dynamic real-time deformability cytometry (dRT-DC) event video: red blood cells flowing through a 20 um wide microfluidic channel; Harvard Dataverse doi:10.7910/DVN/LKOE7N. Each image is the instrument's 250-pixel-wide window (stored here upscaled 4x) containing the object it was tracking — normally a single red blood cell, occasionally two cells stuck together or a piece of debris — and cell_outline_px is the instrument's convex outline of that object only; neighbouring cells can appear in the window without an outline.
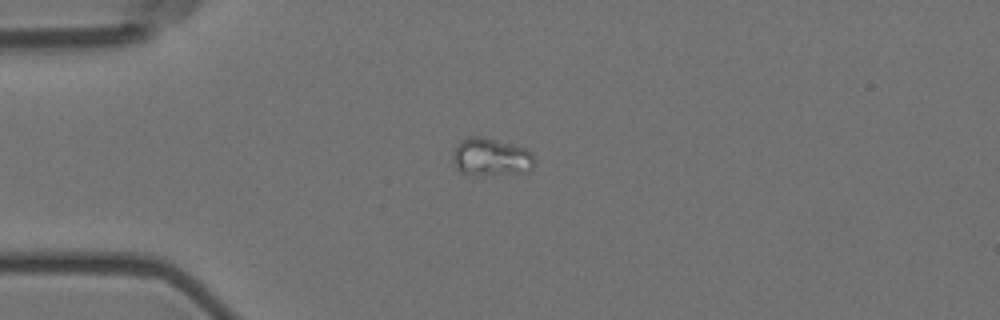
{"species": "Egyptian fruit bat (a non-hibernating species)", "species_latin": "Rousettus aegyptiacus", "temperature_condition": "room temperature", "stored_images_in_passage": 7, "camera_frame_rate_fps": 3000, "um_per_image_px": 0.085, "animal": {"sex": "female"}, "frame": {"image": 1, "passage_image": 1, "time_ms": 0.0, "image_size_px": [1000, 320], "cell_outline_px": [[532, 168], [528, 172], [480, 176], [460, 172], [456, 168], [452, 156], [452, 152], [456, 144], [460, 140], [468, 136], [484, 136], [524, 148], [532, 152]], "centroid_in_image_um": [41.68, 13.35], "position_along_channel_um": 43.3, "area_um2": 18.21}}
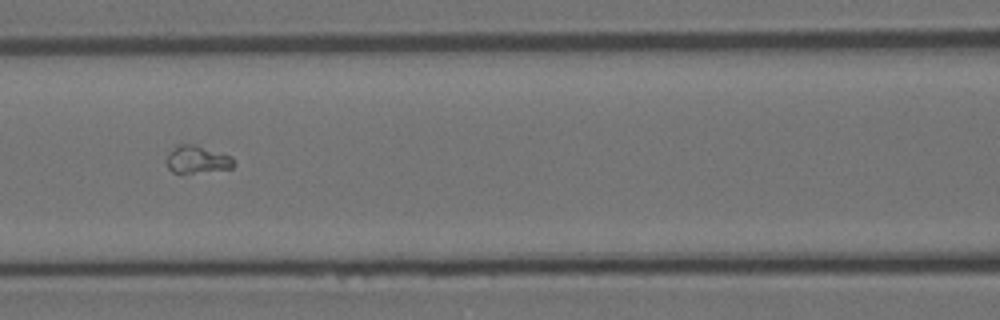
{"frame": {"image": 2, "passage_image": 4, "time_ms": 1.0, "image_size_px": [1000, 320], "cell_outline_px": [[236, 164], [232, 168], [192, 172], [172, 172], [168, 168], [168, 156], [180, 144], [192, 144], [232, 156]], "centroid_in_image_um": [16.83, 13.56], "position_along_channel_um": 149.8, "area_um2": 10.23}}
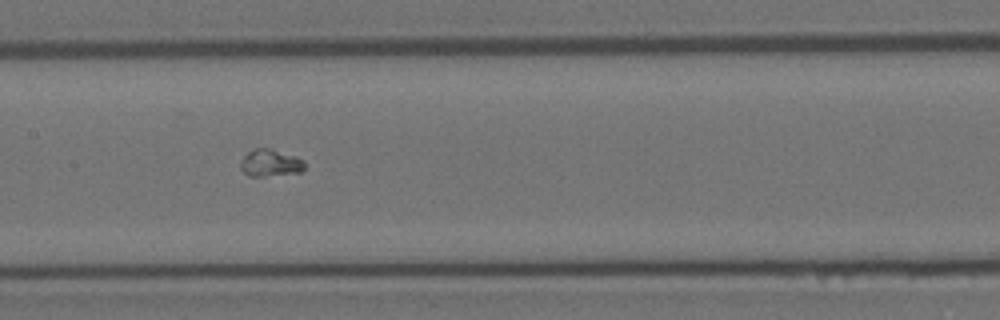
{"frame": {"image": 3, "passage_image": 5, "time_ms": 1.333, "image_size_px": [1000, 320], "cell_outline_px": [[304, 168], [300, 172], [264, 176], [248, 176], [240, 168], [240, 164], [244, 156], [248, 152], [256, 148], [268, 148], [296, 156], [304, 160]], "centroid_in_image_um": [22.97, 13.85], "position_along_channel_um": 184.4, "area_um2": 10.0}}